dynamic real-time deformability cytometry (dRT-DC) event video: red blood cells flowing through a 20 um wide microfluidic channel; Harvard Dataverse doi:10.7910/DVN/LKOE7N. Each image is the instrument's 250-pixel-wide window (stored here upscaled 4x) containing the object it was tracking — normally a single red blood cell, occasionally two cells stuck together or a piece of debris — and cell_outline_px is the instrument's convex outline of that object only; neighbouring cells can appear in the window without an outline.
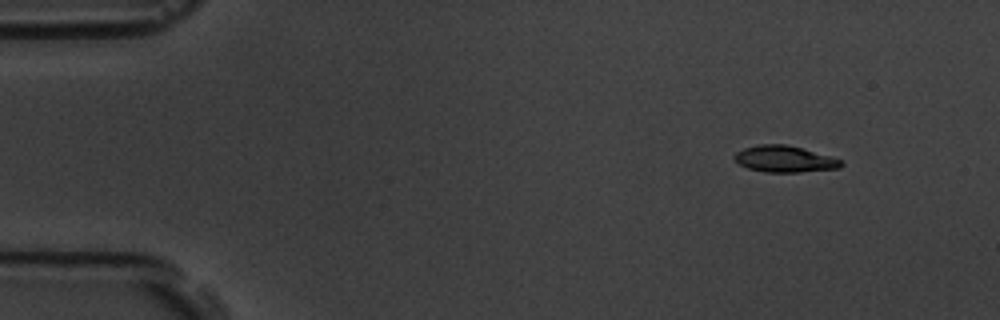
{"species": "common noctule bat (a hibernating species)", "species_latin": "Nyctalus noctula", "temperature_condition": "room temperature", "stored_images_in_passage": 4, "camera_frame_rate_fps": 3000, "um_per_image_px": 0.085, "animal": {"sex": "male", "body_mass_g": 19.5, "forearm_length_mm": 54.6}, "frame": {"image": 1, "passage_image": 1, "time_ms": 0.0, "image_size_px": [1000, 320], "cell_outline_px": [[844, 164], [840, 168], [800, 172], [764, 172], [748, 168], [740, 164], [732, 156], [736, 152], [744, 148], [760, 144], [784, 144], [800, 148], [844, 160]], "centroid_in_image_um": [66.7, 13.52], "position_along_channel_um": 18.3, "area_um2": 16.36}}
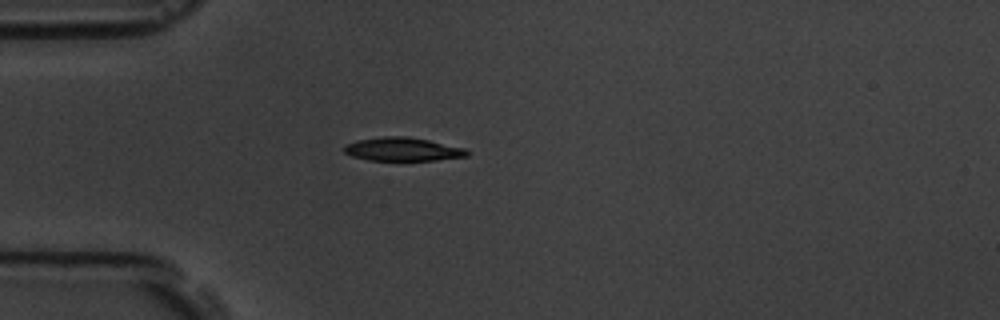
{"frame": {"image": 2, "passage_image": 4, "time_ms": 3.333, "image_size_px": [1000, 320], "cell_outline_px": [[468, 156], [436, 160], [368, 160], [352, 156], [344, 152], [344, 148], [348, 144], [356, 140], [384, 136], [408, 136], [428, 140], [464, 148], [468, 152]], "centroid_in_image_um": [34.22, 12.68], "position_along_channel_um": 50.8, "area_um2": 16.65}}